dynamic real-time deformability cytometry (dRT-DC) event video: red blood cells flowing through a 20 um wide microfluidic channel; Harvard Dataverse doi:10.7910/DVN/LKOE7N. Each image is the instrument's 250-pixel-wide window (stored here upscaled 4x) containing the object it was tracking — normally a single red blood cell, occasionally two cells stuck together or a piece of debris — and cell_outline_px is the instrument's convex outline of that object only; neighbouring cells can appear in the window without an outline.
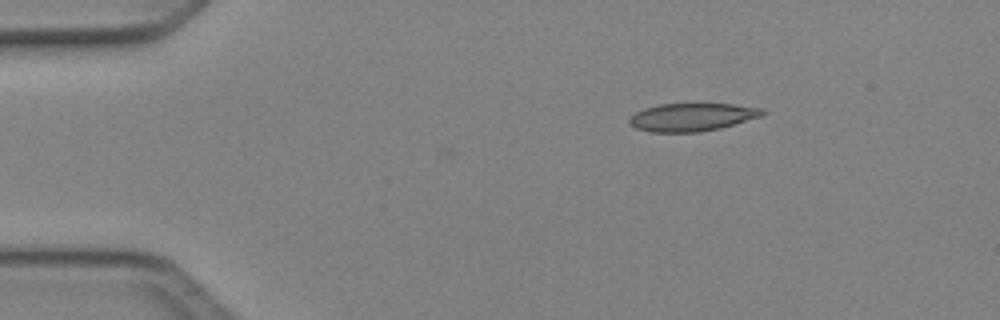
{"species": "Egyptian fruit bat (a non-hibernating species)", "species_latin": "Rousettus aegyptiacus", "temperature_condition": "cold", "stored_images_in_passage": 6, "camera_frame_rate_fps": 3000, "um_per_image_px": 0.085, "animal": {"sex": "female"}, "frame": {"image": 1, "passage_image": 6, "time_ms": 1.667, "image_size_px": [1000, 320], "cell_outline_px": [[764, 112], [760, 116], [720, 128], [700, 132], [652, 132], [636, 128], [628, 124], [628, 120], [636, 112], [644, 108], [660, 104], [732, 104], [764, 108]], "centroid_in_image_um": [58.79, 9.95], "position_along_channel_um": 26.2, "area_um2": 21.5}}